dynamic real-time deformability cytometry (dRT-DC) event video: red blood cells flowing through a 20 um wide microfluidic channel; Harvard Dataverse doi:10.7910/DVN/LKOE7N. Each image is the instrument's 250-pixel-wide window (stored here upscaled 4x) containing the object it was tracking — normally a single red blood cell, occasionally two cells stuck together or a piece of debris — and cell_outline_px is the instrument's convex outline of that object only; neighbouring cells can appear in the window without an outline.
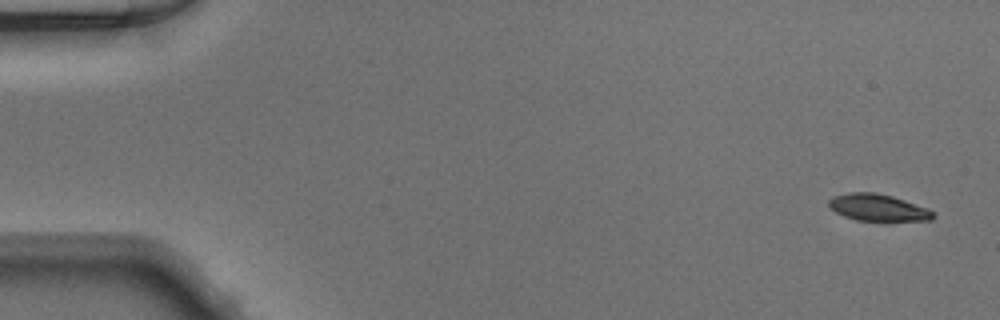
{"species": "Egyptian fruit bat (a non-hibernating species)", "species_latin": "Rousettus aegyptiacus", "temperature_condition": "warm", "stored_images_in_passage": 48, "camera_frame_rate_fps": 3000, "um_per_image_px": 0.085, "animal": {"sex": "male"}, "frame": {"image": 1, "passage_image": 1, "time_ms": 0.0, "image_size_px": [1000, 320], "cell_outline_px": [[936, 216], [932, 220], [856, 220], [844, 216], [828, 208], [828, 200], [832, 196], [848, 192], [872, 192], [892, 196], [928, 208]], "centroid_in_image_um": [74.58, 17.63], "position_along_channel_um": 10.4, "area_um2": 16.24}}
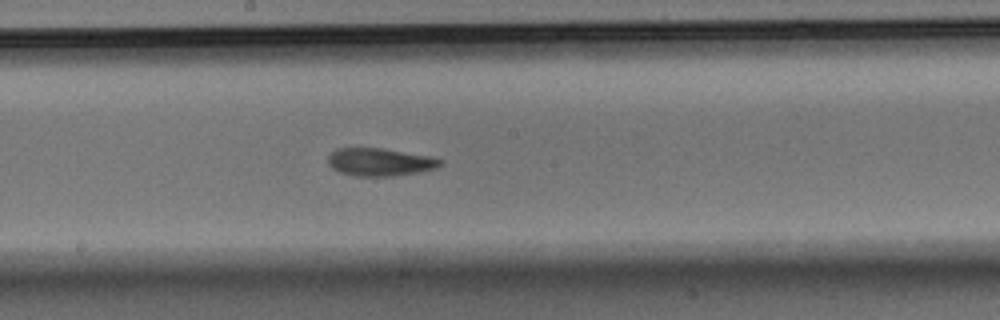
{"frame": {"image": 2, "passage_image": 26, "time_ms": 8.333, "image_size_px": [1000, 320], "cell_outline_px": [[444, 160], [436, 168], [416, 172], [392, 176], [352, 176], [340, 172], [332, 168], [328, 164], [328, 156], [336, 148], [384, 148], [432, 156]], "centroid_in_image_um": [32.28, 13.76], "position_along_channel_um": 215.9, "area_um2": 18.26}}
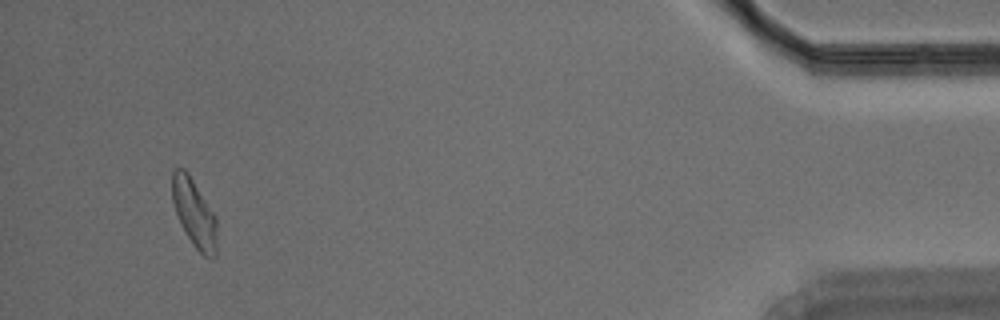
{"frame": {"image": 3, "passage_image": 46, "time_ms": 15.0, "image_size_px": [1000, 320], "cell_outline_px": [[216, 256], [212, 260], [204, 256], [192, 244], [176, 212], [172, 200], [172, 168], [184, 168], [188, 172], [216, 216]], "centroid_in_image_um": [16.52, 18.1], "position_along_channel_um": 418.7, "area_um2": 17.63}}